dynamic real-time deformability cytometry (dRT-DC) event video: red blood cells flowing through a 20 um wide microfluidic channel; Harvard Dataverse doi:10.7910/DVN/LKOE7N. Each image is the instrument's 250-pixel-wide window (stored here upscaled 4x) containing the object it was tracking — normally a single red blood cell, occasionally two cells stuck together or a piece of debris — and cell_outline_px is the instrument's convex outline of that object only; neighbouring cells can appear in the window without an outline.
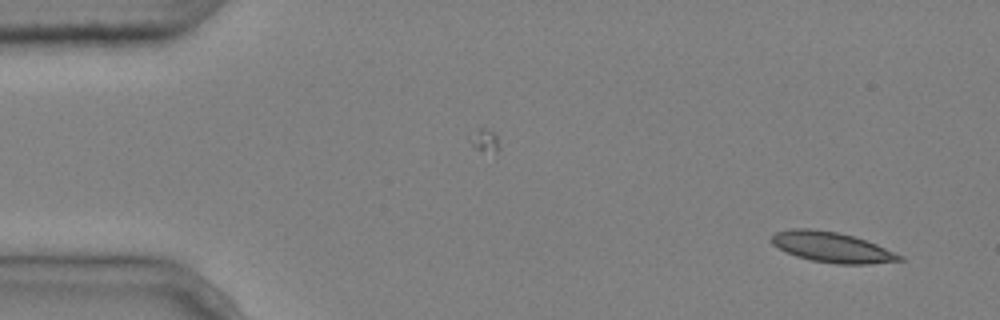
{"species": "common noctule bat (a hibernating species)", "species_latin": "Nyctalus noctula", "temperature_condition": "cold", "stored_images_in_passage": 3, "camera_frame_rate_fps": 3000, "um_per_image_px": 0.085, "animal": {"sex": "male", "body_mass_g": 20.4}, "frame": {"image": 1, "passage_image": 3, "time_ms": 0.667, "image_size_px": [1000, 320], "cell_outline_px": [[904, 260], [868, 264], [836, 264], [812, 260], [796, 256], [772, 244], [772, 236], [776, 232], [792, 228], [812, 228], [836, 232], [852, 236], [876, 244], [904, 256]], "centroid_in_image_um": [70.72, 21.01], "position_along_channel_um": 14.3, "area_um2": 22.37}}